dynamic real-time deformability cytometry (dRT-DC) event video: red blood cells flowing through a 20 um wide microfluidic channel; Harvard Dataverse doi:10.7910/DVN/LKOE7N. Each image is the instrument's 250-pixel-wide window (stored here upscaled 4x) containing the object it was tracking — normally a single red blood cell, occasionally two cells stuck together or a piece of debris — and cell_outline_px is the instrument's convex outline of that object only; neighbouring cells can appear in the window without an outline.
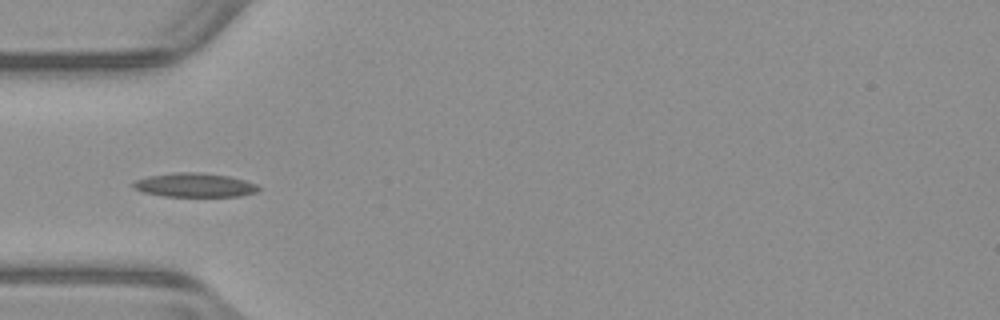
{"species": "common noctule bat (a hibernating species)", "species_latin": "Nyctalus noctula", "temperature_condition": "warm", "stored_images_in_passage": 37, "camera_frame_rate_fps": 3000, "um_per_image_px": 0.085, "animal": {"sex": "male", "body_mass_g": 23.1, "forearm_length_mm": 52.7}, "frame": {"image": 1, "passage_image": 1, "time_ms": 0.0, "image_size_px": [1000, 320], "cell_outline_px": [[260, 188], [256, 192], [240, 196], [164, 196], [144, 192], [132, 188], [132, 184], [136, 180], [148, 176], [176, 172], [196, 172], [228, 176], [244, 180], [256, 184]], "centroid_in_image_um": [16.52, 15.73], "position_along_channel_um": 68.5, "area_um2": 17.34}}
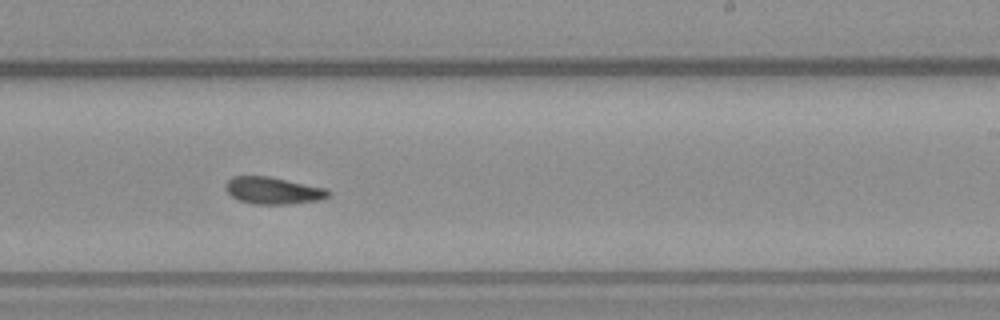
{"frame": {"image": 2, "passage_image": 16, "time_ms": 5.0, "image_size_px": [1000, 320], "cell_outline_px": [[332, 192], [328, 196], [320, 200], [288, 204], [252, 204], [240, 200], [232, 196], [224, 188], [224, 184], [232, 176], [268, 176], [328, 188]], "centroid_in_image_um": [23.23, 16.19], "position_along_channel_um": 265.8, "area_um2": 16.3}}
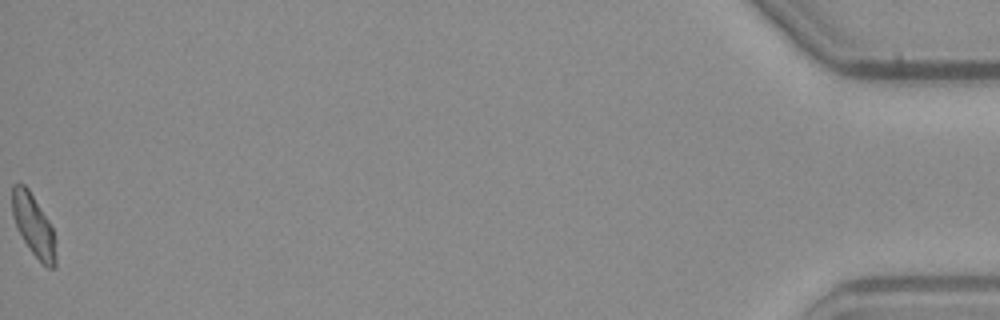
{"frame": {"image": 3, "passage_image": 37, "time_ms": 12.0, "image_size_px": [1000, 320], "cell_outline_px": [[56, 268], [48, 268], [32, 252], [24, 240], [12, 216], [12, 184], [24, 184], [28, 188], [48, 220], [52, 228], [56, 256]], "centroid_in_image_um": [2.84, 19.14], "position_along_channel_um": 432.4, "area_um2": 15.26}, "authors_computed_cell_mechanics": {"area_um2": 16.0106, "velocity_mm_per_s": 3.9323, "shape_relaxation_time_tau1_ms": null, "shape_relaxation_time_tau2_ms": 5.1534, "deformation_change_tau1": null, "deformation_change_tau2": 0.1022}}